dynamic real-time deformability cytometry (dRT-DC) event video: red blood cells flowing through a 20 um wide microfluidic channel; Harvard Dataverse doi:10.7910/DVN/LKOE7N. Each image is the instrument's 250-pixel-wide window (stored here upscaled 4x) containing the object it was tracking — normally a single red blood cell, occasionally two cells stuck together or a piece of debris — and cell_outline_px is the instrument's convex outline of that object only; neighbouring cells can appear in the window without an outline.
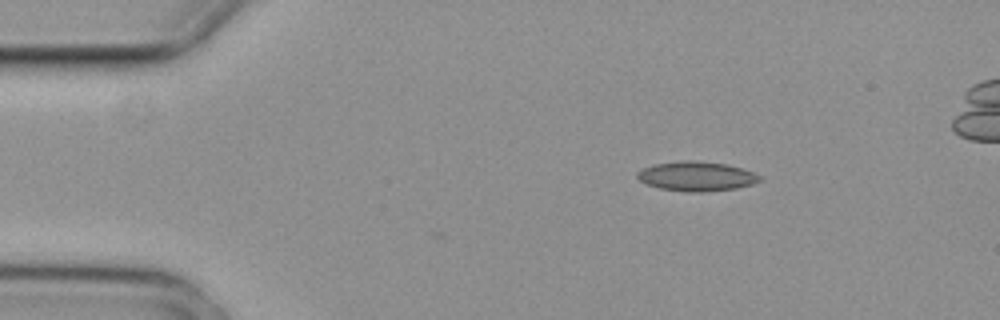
{"species": "common noctule bat (a hibernating species)", "species_latin": "Nyctalus noctula", "temperature_condition": "cold", "stored_images_in_passage": 4, "camera_frame_rate_fps": 3000, "um_per_image_px": 0.085, "animal": {"sex": "female", "body_mass_g": 29.2, "forearm_length_mm": 56.3}, "frame": {"image": 1, "passage_image": 1, "time_ms": 0.0, "image_size_px": [1000, 320], "cell_outline_px": [[760, 180], [752, 184], [736, 188], [704, 192], [688, 192], [660, 188], [648, 184], [640, 180], [636, 176], [636, 172], [644, 168], [656, 164], [688, 160], [692, 160], [728, 164], [744, 168], [760, 176]], "centroid_in_image_um": [59.22, 14.98], "position_along_channel_um": 25.8, "area_um2": 20.87}}